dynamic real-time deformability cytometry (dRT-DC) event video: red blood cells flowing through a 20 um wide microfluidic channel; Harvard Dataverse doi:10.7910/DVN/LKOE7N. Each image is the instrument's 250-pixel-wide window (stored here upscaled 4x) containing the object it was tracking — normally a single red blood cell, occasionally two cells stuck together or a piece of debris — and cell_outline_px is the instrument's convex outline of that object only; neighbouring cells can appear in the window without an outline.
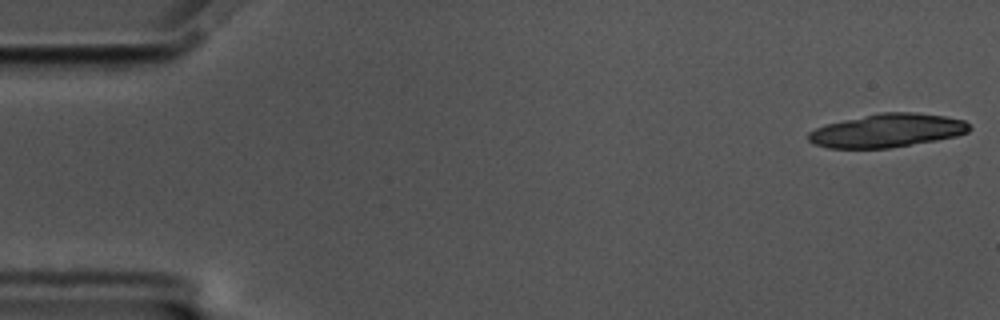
{"species": "common noctule bat (a hibernating species)", "species_latin": "Nyctalus noctula", "temperature_condition": "cold", "stored_images_in_passage": 19, "camera_frame_rate_fps": 3000, "um_per_image_px": 0.085, "animal": {"sex": "male", "body_mass_g": 17.5, "forearm_length_mm": 52.3}, "frame": {"image": 1, "passage_image": 1, "time_ms": 0.0, "image_size_px": [1000, 320], "cell_outline_px": [[972, 128], [968, 132], [956, 136], [936, 140], [888, 148], [828, 148], [816, 144], [808, 140], [808, 132], [816, 128], [828, 124], [844, 120], [880, 112], [916, 112], [944, 116], [964, 120]], "centroid_in_image_um": [75.43, 11.09], "position_along_channel_um": 9.6, "area_um2": 31.15}}